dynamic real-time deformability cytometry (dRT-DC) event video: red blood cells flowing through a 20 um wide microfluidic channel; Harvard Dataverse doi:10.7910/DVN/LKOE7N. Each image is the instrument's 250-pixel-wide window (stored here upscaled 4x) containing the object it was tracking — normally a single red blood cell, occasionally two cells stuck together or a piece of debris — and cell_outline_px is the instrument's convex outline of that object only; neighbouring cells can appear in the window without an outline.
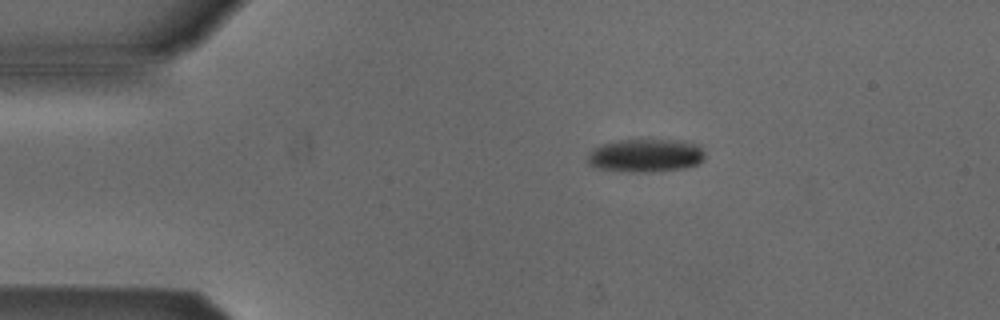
{"species": "Egyptian fruit bat (a non-hibernating species)", "species_latin": "Rousettus aegyptiacus", "temperature_condition": "cold", "stored_images_in_passage": 3, "camera_frame_rate_fps": 3000, "um_per_image_px": 0.085, "animal": {"sex": "male"}, "frame": {"image": 1, "passage_image": 1, "time_ms": 0.0, "image_size_px": [1000, 320], "cell_outline_px": [[704, 160], [696, 164], [684, 168], [660, 172], [628, 172], [592, 168], [588, 164], [588, 152], [592, 148], [600, 144], [620, 140], [684, 140], [700, 144], [704, 152]], "centroid_in_image_um": [54.86, 13.22], "position_along_channel_um": 30.1, "area_um2": 23.29}}
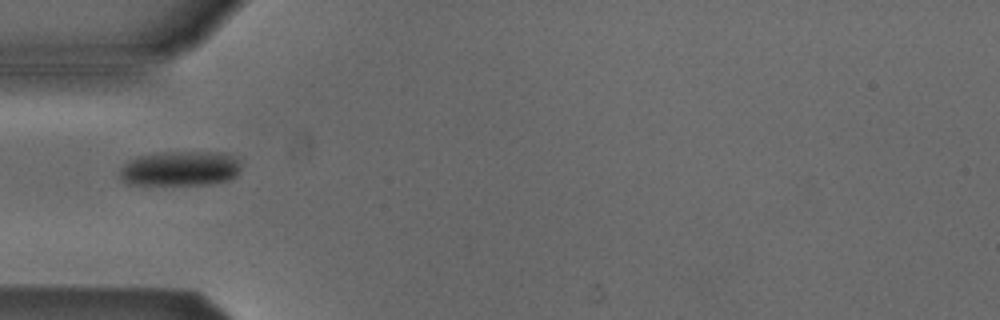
{"frame": {"image": 2, "passage_image": 3, "time_ms": 2.333, "image_size_px": [1000, 320], "cell_outline_px": [[240, 168], [236, 176], [228, 180], [212, 184], [128, 184], [120, 180], [120, 168], [128, 160], [136, 156], [160, 152], [224, 152], [232, 156], [236, 160]], "centroid_in_image_um": [15.27, 14.32], "position_along_channel_um": 69.7, "area_um2": 24.68}}